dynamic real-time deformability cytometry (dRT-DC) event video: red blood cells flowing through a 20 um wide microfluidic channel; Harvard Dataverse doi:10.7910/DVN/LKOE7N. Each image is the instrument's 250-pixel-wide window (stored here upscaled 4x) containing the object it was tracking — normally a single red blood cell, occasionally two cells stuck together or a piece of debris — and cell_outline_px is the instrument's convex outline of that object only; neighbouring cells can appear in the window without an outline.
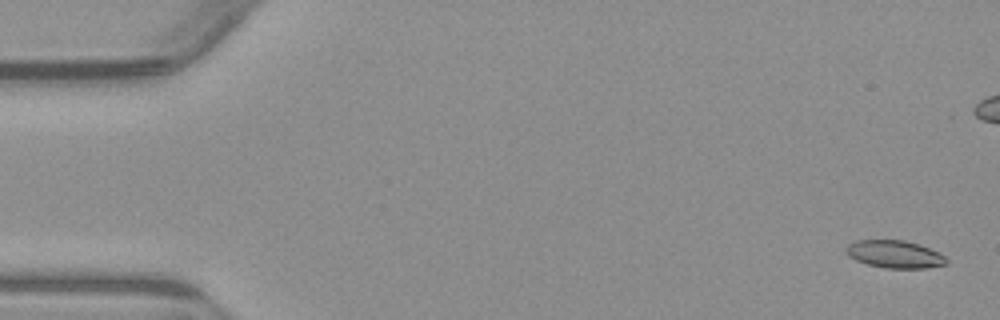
{"species": "common noctule bat (a hibernating species)", "species_latin": "Nyctalus noctula", "temperature_condition": "warm", "stored_images_in_passage": 5, "segment_of_instrument_passage": [1, 2], "camera_frame_rate_fps": 3000, "um_per_image_px": 0.085, "animal": {"sex": "male", "body_mass_g": 23.1, "forearm_length_mm": 52.7}, "frame": {"image": 1, "passage_image": 1, "time_ms": 0.0, "image_size_px": [1000, 320], "cell_outline_px": [[948, 264], [924, 268], [884, 268], [868, 264], [856, 260], [848, 256], [844, 252], [844, 248], [848, 244], [856, 240], [904, 240], [940, 252], [948, 260]], "centroid_in_image_um": [76.02, 21.61], "position_along_channel_um": 9.0, "area_um2": 16.18}}